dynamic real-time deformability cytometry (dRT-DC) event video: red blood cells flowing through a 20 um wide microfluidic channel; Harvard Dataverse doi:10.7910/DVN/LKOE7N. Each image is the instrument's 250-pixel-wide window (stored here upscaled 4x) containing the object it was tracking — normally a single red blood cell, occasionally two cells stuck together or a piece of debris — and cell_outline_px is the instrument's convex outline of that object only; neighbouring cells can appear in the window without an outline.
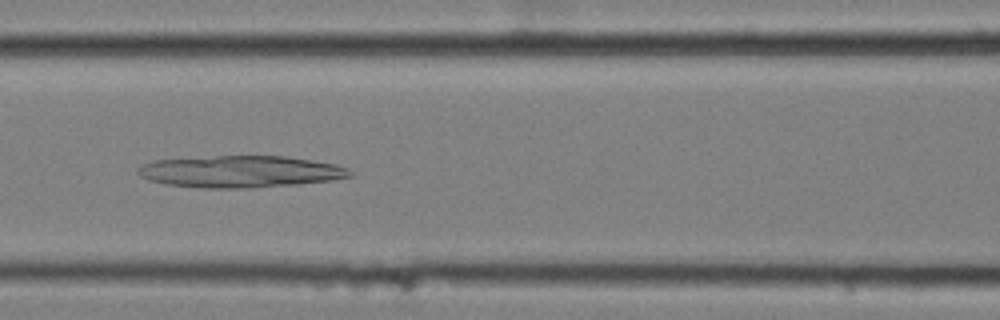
{"species": "common noctule bat (a hibernating species)", "species_latin": "Nyctalus noctula", "temperature_condition": "cold", "stored_images_in_passage": 7, "camera_frame_rate_fps": 3000, "um_per_image_px": 0.085, "animal": {"sex": "female", "body_mass_g": 25.1}, "frame": {"image": 1, "passage_image": 5, "time_ms": 1.333, "image_size_px": [1000, 320], "cell_outline_px": [[356, 172], [352, 176], [332, 180], [296, 184], [248, 188], [200, 188], [164, 184], [148, 180], [140, 176], [136, 172], [136, 168], [144, 164], [156, 160], [216, 156], [284, 156], [312, 160], [336, 164], [348, 168]], "centroid_in_image_um": [20.44, 14.59], "position_along_channel_um": 146.2, "area_um2": 39.48}}
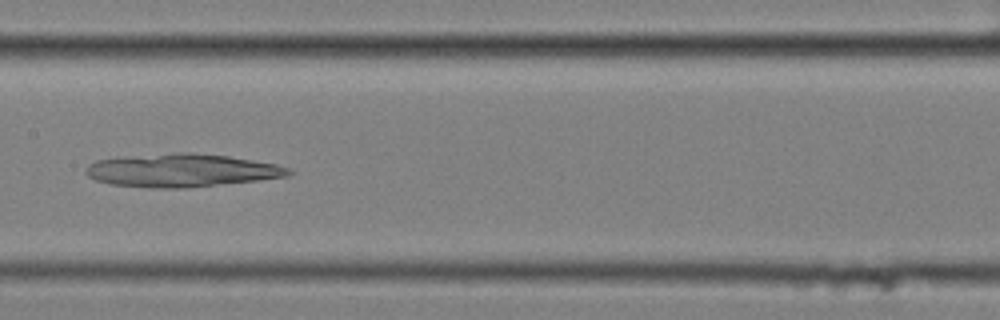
{"frame": {"image": 2, "passage_image": 6, "time_ms": 1.667, "image_size_px": [1000, 320], "cell_outline_px": [[292, 172], [288, 176], [260, 180], [184, 188], [152, 188], [112, 184], [96, 180], [88, 176], [84, 172], [84, 168], [88, 164], [96, 160], [124, 156], [180, 152], [192, 152], [228, 156], [276, 164], [288, 168]], "centroid_in_image_um": [15.4, 14.48], "position_along_channel_um": 192.0, "area_um2": 39.19}}
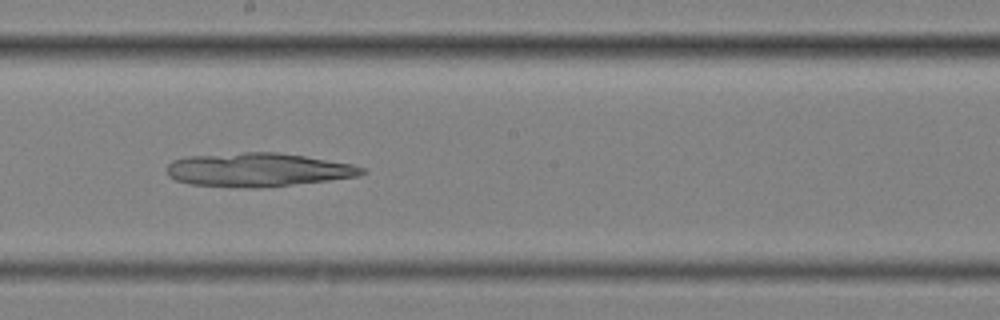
{"frame": {"image": 3, "passage_image": 7, "time_ms": 2.0, "image_size_px": [1000, 320], "cell_outline_px": [[368, 172], [356, 176], [328, 180], [260, 188], [248, 188], [192, 184], [176, 180], [168, 176], [168, 164], [172, 160], [188, 156], [244, 152], [276, 152], [304, 156], [352, 164], [364, 168]], "centroid_in_image_um": [21.91, 14.43], "position_along_channel_um": 226.3, "area_um2": 38.03}}